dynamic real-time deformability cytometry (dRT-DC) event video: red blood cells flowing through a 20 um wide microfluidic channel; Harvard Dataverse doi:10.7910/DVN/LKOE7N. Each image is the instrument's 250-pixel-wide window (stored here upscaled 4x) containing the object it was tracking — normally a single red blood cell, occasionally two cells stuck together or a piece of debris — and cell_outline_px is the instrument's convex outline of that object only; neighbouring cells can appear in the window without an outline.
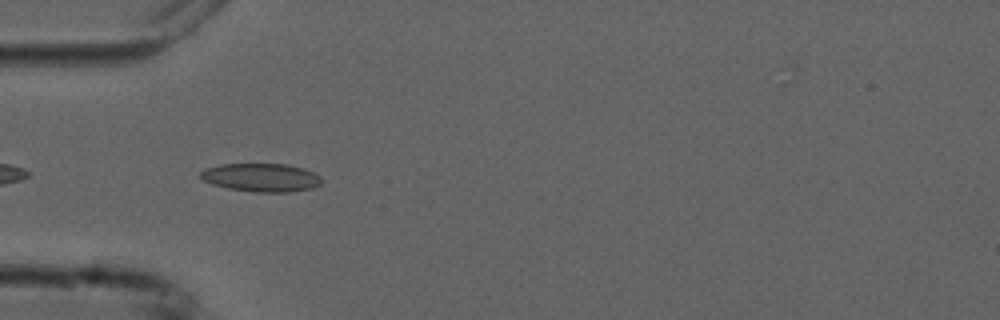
{"species": "common noctule bat (a hibernating species)", "species_latin": "Nyctalus noctula", "temperature_condition": "cold", "stored_images_in_passage": 5, "camera_frame_rate_fps": 3000, "um_per_image_px": 0.085, "animal": {"sex": "male", "forearm_length_mm": 52.5}, "frame": {"image": 1, "passage_image": 4, "time_ms": 3.667, "image_size_px": [1000, 320], "cell_outline_px": [[324, 180], [320, 184], [312, 188], [292, 192], [256, 192], [228, 188], [212, 184], [204, 180], [200, 176], [200, 172], [204, 168], [220, 164], [288, 164], [304, 168], [320, 176]], "centroid_in_image_um": [22.22, 15.08], "position_along_channel_um": 62.8, "area_um2": 20.11}}
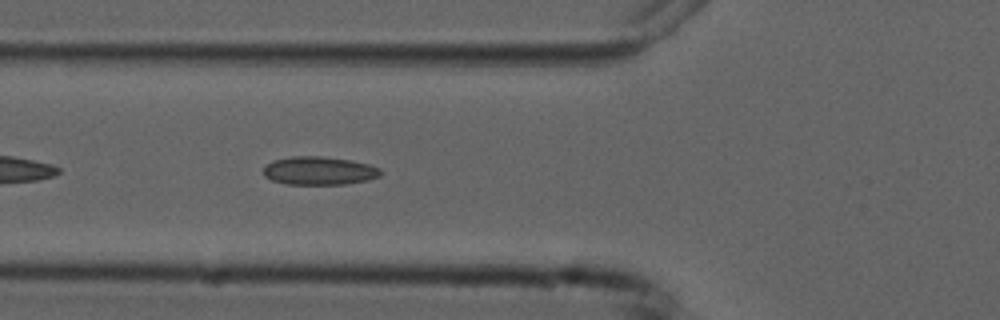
{"frame": {"image": 2, "passage_image": 5, "time_ms": 4.667, "image_size_px": [1000, 320], "cell_outline_px": [[380, 176], [368, 180], [344, 184], [288, 184], [272, 180], [264, 176], [264, 168], [272, 160], [292, 156], [324, 156], [352, 160], [368, 164], [380, 168]], "centroid_in_image_um": [27.13, 14.5], "position_along_channel_um": 98.7, "area_um2": 19.31}}